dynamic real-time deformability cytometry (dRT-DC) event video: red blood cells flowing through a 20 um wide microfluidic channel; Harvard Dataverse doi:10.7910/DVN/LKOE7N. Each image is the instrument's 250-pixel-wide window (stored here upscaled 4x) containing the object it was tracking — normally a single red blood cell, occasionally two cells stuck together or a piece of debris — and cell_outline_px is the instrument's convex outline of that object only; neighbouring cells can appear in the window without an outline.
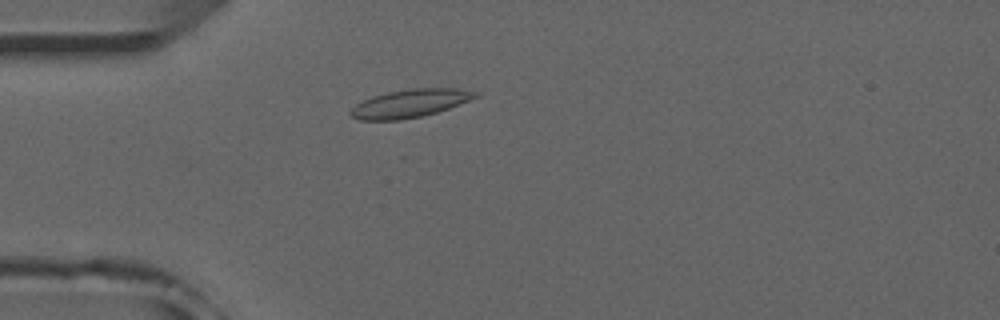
{"species": "common noctule bat (a hibernating species)", "species_latin": "Nyctalus noctula", "temperature_condition": "room temperature", "stored_images_in_passage": 49, "camera_frame_rate_fps": 3000, "um_per_image_px": 0.085, "animal": {"sex": "male", "forearm_length_mm": 52.5}, "frame": {"image": 1, "passage_image": 11, "time_ms": 3.333, "image_size_px": [1000, 320], "cell_outline_px": [[480, 96], [448, 108], [436, 112], [420, 116], [400, 120], [360, 120], [352, 116], [348, 112], [356, 104], [372, 96], [388, 92], [412, 88], [456, 88], [480, 92]], "centroid_in_image_um": [34.86, 8.78], "position_along_channel_um": 50.1, "area_um2": 20.29}}
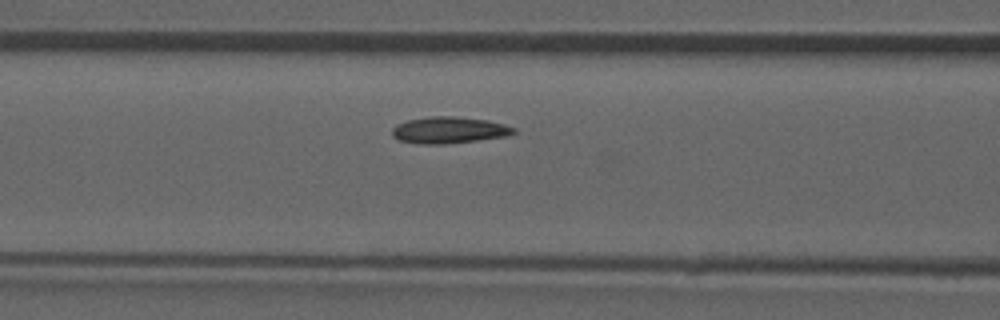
{"frame": {"image": 2, "passage_image": 18, "time_ms": 5.667, "image_size_px": [1000, 320], "cell_outline_px": [[516, 132], [508, 136], [444, 144], [420, 144], [400, 140], [392, 136], [392, 128], [396, 124], [408, 120], [428, 116], [456, 116], [488, 120], [504, 124], [516, 128]], "centroid_in_image_um": [38.17, 11.05], "position_along_channel_um": 128.4, "area_um2": 18.9}}
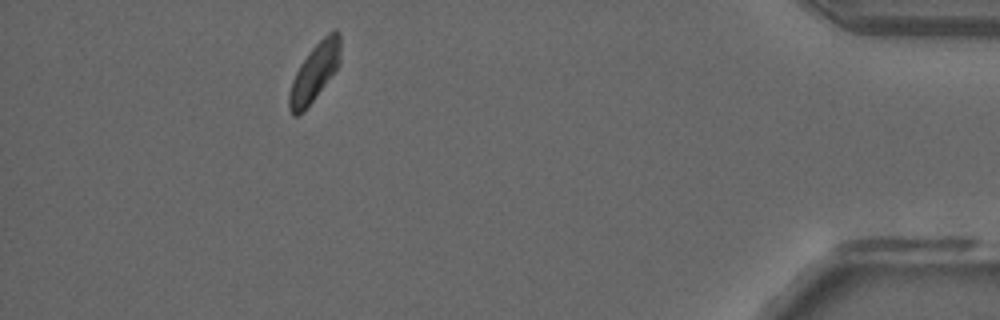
{"frame": {"image": 3, "passage_image": 44, "time_ms": 14.333, "image_size_px": [1000, 320], "cell_outline_px": [[340, 64], [304, 112], [296, 116], [292, 116], [288, 108], [288, 92], [292, 80], [300, 64], [308, 52], [328, 32], [336, 28], [340, 32]], "centroid_in_image_um": [26.72, 6.15], "position_along_channel_um": 408.5, "area_um2": 17.4}, "authors_computed_cell_mechanics": {"area_um2": 18.0914, "velocity_mm_per_s": 3.8841, "shape_relaxation_time_tau1_ms": 5.4584, "shape_relaxation_time_tau2_ms": null, "deformation_change_tau1": 0.1216, "deformation_change_tau2": null}}